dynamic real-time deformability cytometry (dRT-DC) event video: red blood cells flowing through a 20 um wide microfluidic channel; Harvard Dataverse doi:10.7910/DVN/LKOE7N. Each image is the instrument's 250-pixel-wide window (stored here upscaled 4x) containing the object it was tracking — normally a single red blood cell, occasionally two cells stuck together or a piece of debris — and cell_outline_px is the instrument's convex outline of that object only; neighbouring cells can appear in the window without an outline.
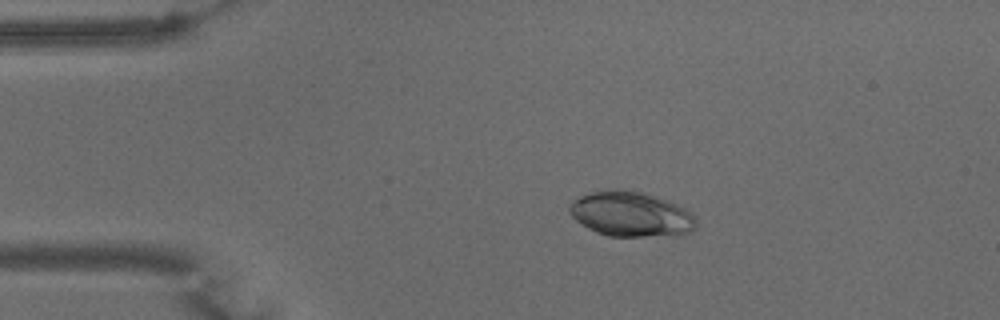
{"species": "common noctule bat (a hibernating species)", "species_latin": "Nyctalus noctula", "temperature_condition": "warm", "stored_images_in_passage": 23, "camera_frame_rate_fps": 3000, "um_per_image_px": 0.085, "animal": {"sex": "male", "body_mass_g": 15.6}, "frame": {"image": 1, "passage_image": 11, "time_ms": 3.333, "image_size_px": [1000, 320], "cell_outline_px": [[696, 228], [692, 232], [684, 236], [608, 236], [596, 232], [588, 228], [576, 220], [568, 212], [568, 208], [572, 200], [580, 196], [592, 192], [608, 188], [612, 188], [640, 192], [676, 204], [692, 212], [696, 220]], "centroid_in_image_um": [53.64, 18.22], "position_along_channel_um": 31.4, "area_um2": 33.47}}
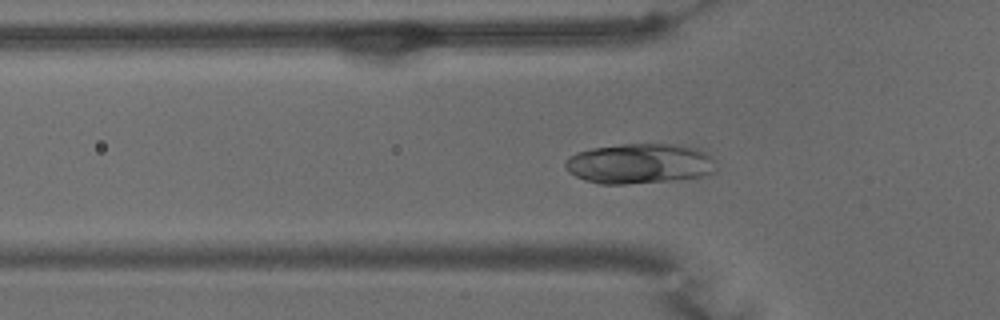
{"frame": {"image": 2, "passage_image": 18, "time_ms": 5.667, "image_size_px": [1000, 320], "cell_outline_px": [[716, 172], [700, 176], [668, 180], [624, 184], [600, 184], [584, 180], [568, 172], [564, 168], [564, 164], [568, 156], [576, 152], [592, 148], [620, 144], [680, 144], [700, 148], [716, 160]], "centroid_in_image_um": [54.36, 13.89], "position_along_channel_um": 71.4, "area_um2": 35.6}}
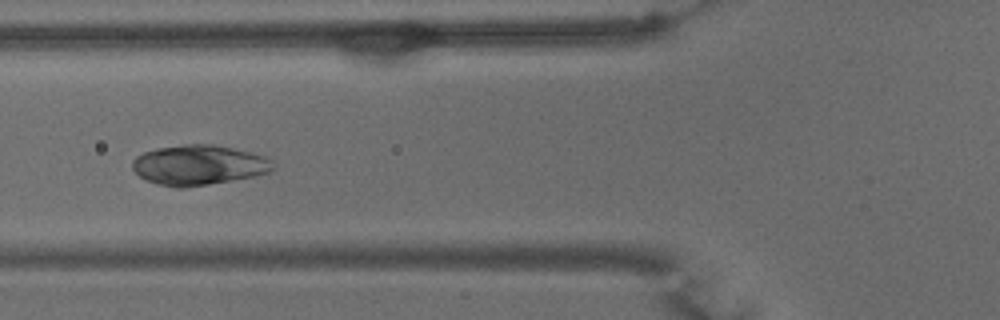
{"frame": {"image": 3, "passage_image": 21, "time_ms": 6.667, "image_size_px": [1000, 320], "cell_outline_px": [[276, 168], [272, 172], [252, 176], [208, 184], [184, 188], [180, 188], [160, 184], [148, 180], [140, 176], [132, 168], [132, 160], [136, 156], [144, 152], [160, 148], [184, 144], [212, 144], [232, 148], [264, 156], [272, 160]], "centroid_in_image_um": [16.91, 14.02], "position_along_channel_um": 108.9, "area_um2": 32.48}}